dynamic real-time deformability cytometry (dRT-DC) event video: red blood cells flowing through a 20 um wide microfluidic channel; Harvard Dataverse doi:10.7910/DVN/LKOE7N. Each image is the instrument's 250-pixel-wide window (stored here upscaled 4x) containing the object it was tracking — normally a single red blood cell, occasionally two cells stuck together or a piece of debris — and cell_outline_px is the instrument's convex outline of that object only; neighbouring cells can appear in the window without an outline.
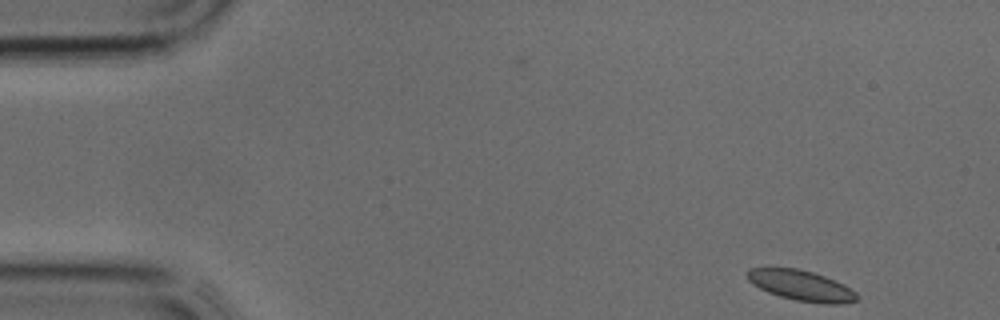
{"species": "common noctule bat (a hibernating species)", "species_latin": "Nyctalus noctula", "temperature_condition": "cold", "stored_images_in_passage": 36, "camera_frame_rate_fps": 3000, "um_per_image_px": 0.085, "animal": {"sex": "male", "body_mass_g": 17.9, "forearm_length_mm": 54.2}, "frame": {"image": 1, "passage_image": 1, "time_ms": 0.0, "image_size_px": [1000, 320], "cell_outline_px": [[860, 300], [840, 304], [824, 304], [796, 300], [780, 296], [768, 292], [752, 284], [748, 280], [744, 272], [748, 268], [796, 268], [812, 272], [824, 276], [856, 292], [860, 296]], "centroid_in_image_um": [68.07, 24.27], "position_along_channel_um": 16.9, "area_um2": 19.36}}
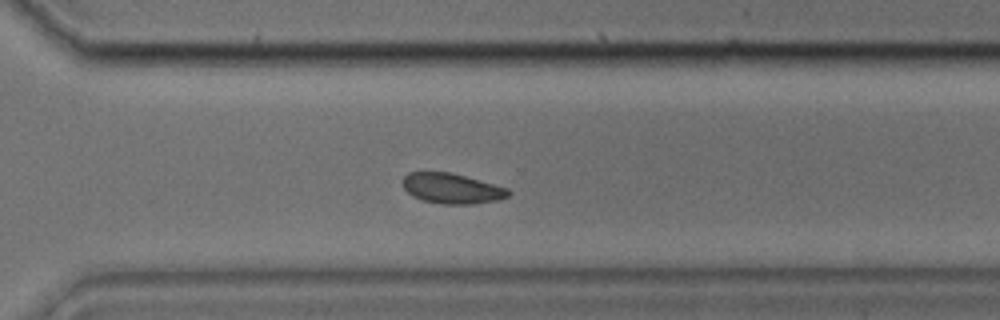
{"frame": {"image": 2, "passage_image": 25, "time_ms": 8.0, "image_size_px": [1000, 320], "cell_outline_px": [[512, 192], [508, 196], [500, 200], [476, 204], [440, 204], [424, 200], [412, 196], [404, 188], [404, 176], [408, 172], [452, 172], [508, 188]], "centroid_in_image_um": [38.45, 16.02], "position_along_channel_um": 332.1, "area_um2": 18.73}}
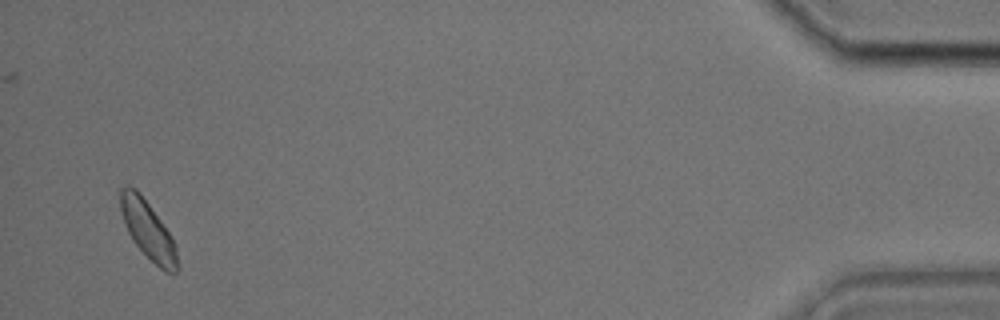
{"frame": {"image": 3, "passage_image": 35, "time_ms": 11.333, "image_size_px": [1000, 320], "cell_outline_px": [[180, 268], [176, 272], [168, 272], [160, 268], [132, 240], [128, 232], [120, 208], [120, 188], [136, 188], [140, 192], [172, 236], [176, 244]], "centroid_in_image_um": [12.62, 19.57], "position_along_channel_um": 422.6, "area_um2": 19.02}}